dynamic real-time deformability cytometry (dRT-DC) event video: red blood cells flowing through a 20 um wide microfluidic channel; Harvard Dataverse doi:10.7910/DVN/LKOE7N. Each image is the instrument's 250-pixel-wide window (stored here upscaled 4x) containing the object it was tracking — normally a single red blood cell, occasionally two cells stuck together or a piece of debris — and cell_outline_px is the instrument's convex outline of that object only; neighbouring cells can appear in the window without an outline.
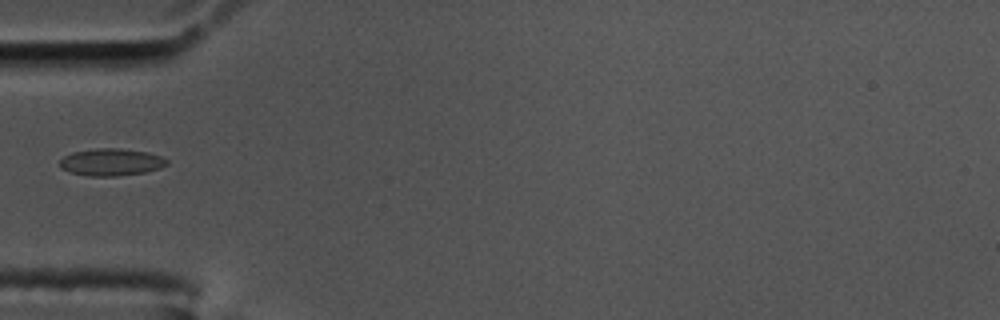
{"species": "common noctule bat (a hibernating species)", "species_latin": "Nyctalus noctula", "temperature_condition": "cold", "stored_images_in_passage": 39, "camera_frame_rate_fps": 3000, "um_per_image_px": 0.085, "animal": {"sex": "male", "body_mass_g": 17.5, "forearm_length_mm": 52.3}, "frame": {"image": 1, "passage_image": 1, "time_ms": 0.0, "image_size_px": [1000, 320], "cell_outline_px": [[168, 164], [160, 168], [144, 172], [116, 176], [88, 176], [68, 172], [60, 168], [60, 160], [64, 156], [72, 152], [96, 148], [120, 148], [148, 152], [160, 156], [168, 160]], "centroid_in_image_um": [9.43, 13.78], "position_along_channel_um": 75.6, "area_um2": 17.05}}